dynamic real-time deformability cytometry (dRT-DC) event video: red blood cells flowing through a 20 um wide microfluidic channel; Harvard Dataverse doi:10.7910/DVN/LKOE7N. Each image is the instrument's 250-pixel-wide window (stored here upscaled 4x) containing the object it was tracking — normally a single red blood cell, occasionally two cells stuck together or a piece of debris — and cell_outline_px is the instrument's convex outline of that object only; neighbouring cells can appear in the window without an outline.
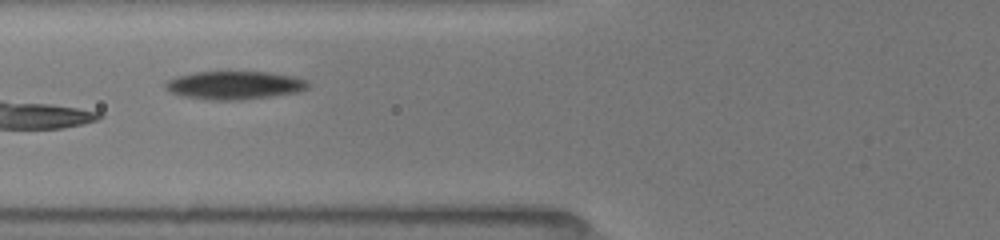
{"species": "common noctule bat (a hibernating species)", "species_latin": "Nyctalus noctula", "temperature_condition": "room temperature", "stored_images_in_passage": 11, "camera_frame_rate_fps": 3000, "um_per_image_px": 0.085, "animal": {"sex": "female", "body_mass_g": 19.5, "forearm_length_mm": 54.1}, "frame": {"image": 1, "passage_image": 10, "time_ms": 5.333, "image_size_px": [1000, 240], "cell_outline_px": [[308, 88], [296, 92], [240, 100], [204, 100], [184, 96], [172, 92], [164, 84], [168, 80], [180, 76], [196, 72], [268, 72], [292, 76], [304, 80], [308, 84]], "centroid_in_image_um": [19.92, 7.25], "position_along_channel_um": 105.9, "area_um2": 22.95}}